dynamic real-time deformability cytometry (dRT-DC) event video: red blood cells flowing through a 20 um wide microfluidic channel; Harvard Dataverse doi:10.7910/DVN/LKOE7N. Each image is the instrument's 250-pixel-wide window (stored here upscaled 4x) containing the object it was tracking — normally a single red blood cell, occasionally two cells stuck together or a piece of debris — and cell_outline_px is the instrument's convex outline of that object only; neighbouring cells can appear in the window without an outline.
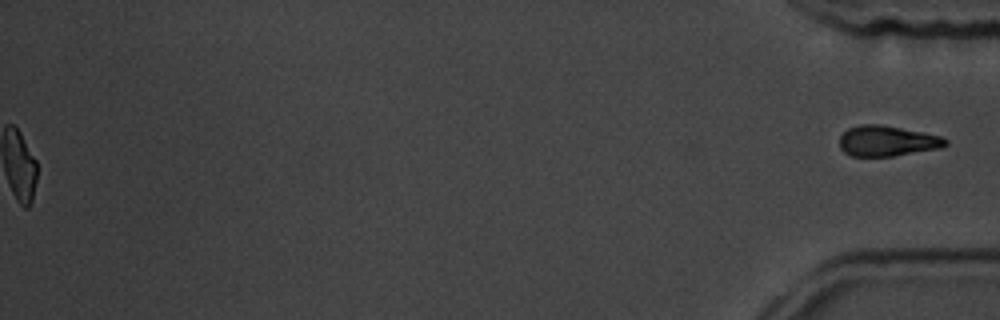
{"species": "common noctule bat (a hibernating species)", "species_latin": "Nyctalus noctula", "temperature_condition": "room temperature", "stored_images_in_passage": 57, "segment_of_instrument_passage": [2, 2], "camera_frame_rate_fps": 3000, "um_per_image_px": 0.085, "animal": {"sex": "male", "body_mass_g": 19.5, "forearm_length_mm": 54.6}, "frame": {"image": 1, "passage_image": 57, "time_ms": 18.667, "image_size_px": [1000, 320], "cell_outline_px": [[948, 144], [940, 148], [892, 156], [852, 156], [844, 152], [840, 148], [840, 136], [848, 128], [860, 124], [880, 124], [924, 132], [944, 136], [948, 140]], "centroid_in_image_um": [75.43, 11.97], "position_along_channel_um": 359.8, "area_um2": 18.96}}